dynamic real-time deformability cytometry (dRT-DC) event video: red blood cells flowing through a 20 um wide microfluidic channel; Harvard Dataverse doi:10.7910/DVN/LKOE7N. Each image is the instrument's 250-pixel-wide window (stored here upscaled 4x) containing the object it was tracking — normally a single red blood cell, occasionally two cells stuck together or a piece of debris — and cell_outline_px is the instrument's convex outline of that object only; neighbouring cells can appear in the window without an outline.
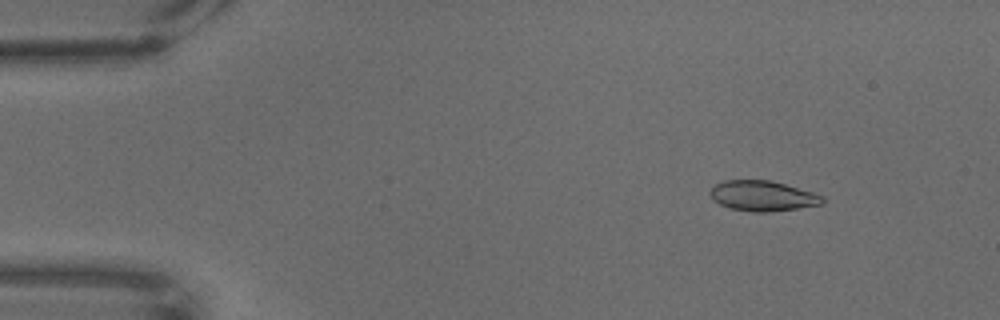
{"species": "common noctule bat (a hibernating species)", "species_latin": "Nyctalus noctula", "temperature_condition": "warm", "stored_images_in_passage": 68, "camera_frame_rate_fps": 3000, "um_per_image_px": 0.085, "animal": {"sex": "male", "body_mass_g": 18.8}, "frame": {"image": 1, "passage_image": 8, "time_ms": 2.333, "image_size_px": [1000, 320], "cell_outline_px": [[824, 204], [768, 212], [752, 212], [728, 208], [712, 200], [708, 192], [716, 184], [724, 180], [768, 180], [784, 184], [812, 192], [824, 196]], "centroid_in_image_um": [64.79, 16.66], "position_along_channel_um": 20.2, "area_um2": 19.83}}
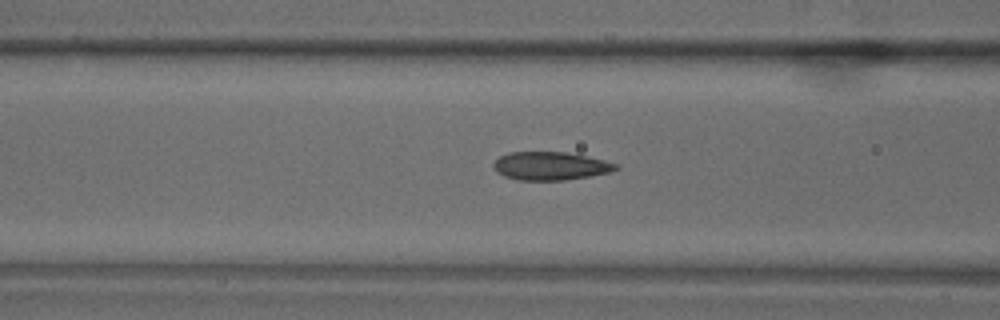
{"frame": {"image": 2, "passage_image": 27, "time_ms": 8.667, "image_size_px": [1000, 320], "cell_outline_px": [[620, 168], [608, 172], [588, 176], [564, 180], [516, 180], [504, 176], [496, 172], [492, 164], [500, 156], [508, 152], [564, 152], [588, 156], [620, 164]], "centroid_in_image_um": [46.78, 14.1], "position_along_channel_um": 119.8, "area_um2": 20.17}}
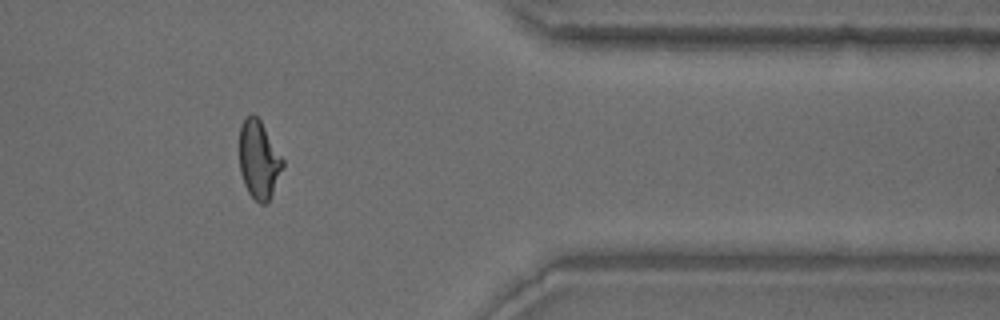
{"frame": {"image": 3, "passage_image": 56, "time_ms": 18.333, "image_size_px": [1000, 320], "cell_outline_px": [[284, 168], [268, 200], [264, 204], [260, 204], [248, 192], [244, 184], [240, 172], [240, 124], [244, 116], [252, 112], [260, 120], [284, 160]], "centroid_in_image_um": [21.99, 13.53], "position_along_channel_um": 389.4, "area_um2": 19.71}}